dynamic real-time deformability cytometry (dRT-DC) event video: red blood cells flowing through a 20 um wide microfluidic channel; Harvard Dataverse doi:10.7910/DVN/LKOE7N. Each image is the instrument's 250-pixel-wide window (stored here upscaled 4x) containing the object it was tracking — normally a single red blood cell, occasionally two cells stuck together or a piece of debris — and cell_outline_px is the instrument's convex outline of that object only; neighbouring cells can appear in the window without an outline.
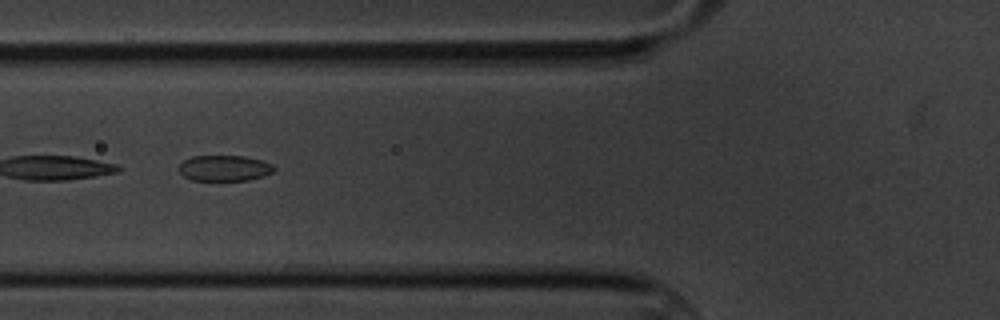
{"species": "common noctule bat (a hibernating species)", "species_latin": "Nyctalus noctula", "temperature_condition": "cold", "stored_images_in_passage": 57, "camera_frame_rate_fps": 3000, "um_per_image_px": 0.085, "animal": {"sex": "male", "body_mass_g": 20.1, "forearm_length_mm": 53.5}, "frame": {"image": 1, "passage_image": 21, "time_ms": 6.667, "image_size_px": [1000, 320], "cell_outline_px": [[276, 168], [272, 172], [264, 176], [248, 180], [192, 180], [184, 176], [176, 168], [184, 160], [192, 156], [244, 156], [260, 160], [272, 164]], "centroid_in_image_um": [19.06, 14.29], "position_along_channel_um": 106.7, "area_um2": 14.28}}
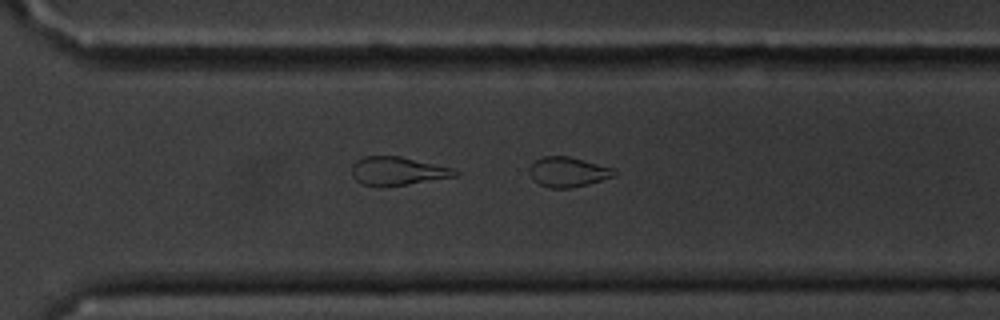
{"frame": {"image": 2, "passage_image": 40, "time_ms": 13.0, "image_size_px": [1000, 320], "cell_outline_px": [[616, 176], [588, 184], [568, 188], [552, 188], [540, 184], [532, 180], [528, 172], [528, 168], [536, 160], [544, 156], [568, 156], [584, 160], [612, 168], [616, 172]], "centroid_in_image_um": [48.25, 14.62], "position_along_channel_um": 322.4, "area_um2": 14.74}}
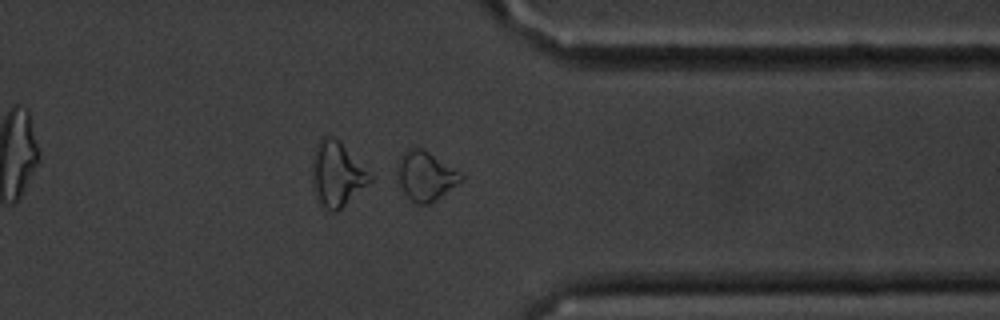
{"frame": {"image": 3, "passage_image": 45, "time_ms": 14.667, "image_size_px": [1000, 320], "cell_outline_px": [[464, 180], [428, 204], [416, 204], [404, 192], [400, 184], [396, 172], [396, 164], [400, 156], [408, 148], [424, 148], [460, 172], [464, 176]], "centroid_in_image_um": [36.16, 14.92], "position_along_channel_um": 375.2, "area_um2": 18.21}, "authors_computed_cell_mechanics": {"area_um2": 18.207, "velocity_mm_per_s": 3.4064, "shape_relaxation_time_tau1_ms": 5.1964, "shape_relaxation_time_tau2_ms": 2.6021, "deformation_change_tau1": 0.091, "deformation_change_tau2": 0.0815}}